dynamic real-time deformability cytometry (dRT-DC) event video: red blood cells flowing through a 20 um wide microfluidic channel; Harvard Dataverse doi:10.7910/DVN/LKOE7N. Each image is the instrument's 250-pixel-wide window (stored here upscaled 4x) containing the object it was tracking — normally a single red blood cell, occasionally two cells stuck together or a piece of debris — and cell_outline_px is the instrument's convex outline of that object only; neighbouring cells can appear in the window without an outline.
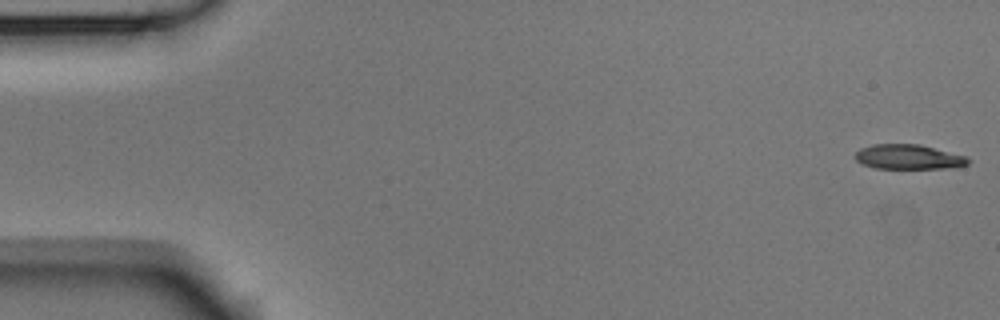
{"species": "Egyptian fruit bat (a non-hibernating species)", "species_latin": "Rousettus aegyptiacus", "temperature_condition": "room temperature", "stored_images_in_passage": 4, "camera_frame_rate_fps": 3000, "um_per_image_px": 0.085, "animal": {"sex": "male"}, "frame": {"image": 1, "passage_image": 1, "time_ms": 0.0, "image_size_px": [1000, 320], "cell_outline_px": [[972, 160], [968, 164], [952, 168], [876, 168], [860, 164], [852, 156], [860, 148], [872, 144], [920, 144], [964, 156]], "centroid_in_image_um": [77.17, 13.34], "position_along_channel_um": 7.8, "area_um2": 16.36}}
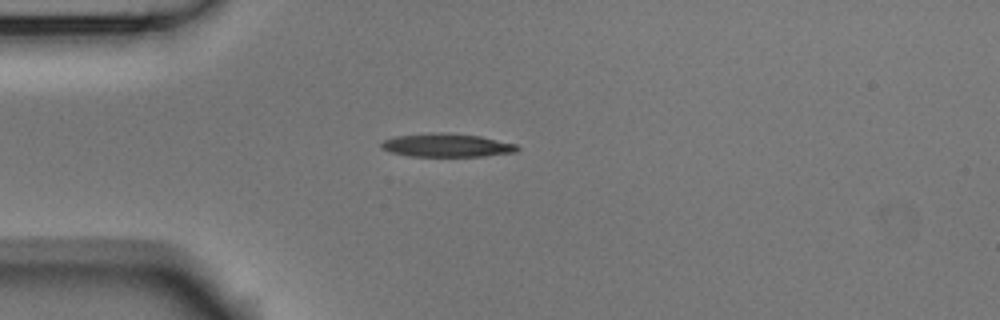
{"frame": {"image": 2, "passage_image": 4, "time_ms": 1.0, "image_size_px": [1000, 320], "cell_outline_px": [[520, 148], [516, 152], [484, 156], [408, 156], [392, 152], [384, 148], [380, 144], [384, 140], [396, 136], [432, 132], [440, 132], [480, 136], [516, 144]], "centroid_in_image_um": [38.0, 12.34], "position_along_channel_um": 47.0, "area_um2": 18.38}}